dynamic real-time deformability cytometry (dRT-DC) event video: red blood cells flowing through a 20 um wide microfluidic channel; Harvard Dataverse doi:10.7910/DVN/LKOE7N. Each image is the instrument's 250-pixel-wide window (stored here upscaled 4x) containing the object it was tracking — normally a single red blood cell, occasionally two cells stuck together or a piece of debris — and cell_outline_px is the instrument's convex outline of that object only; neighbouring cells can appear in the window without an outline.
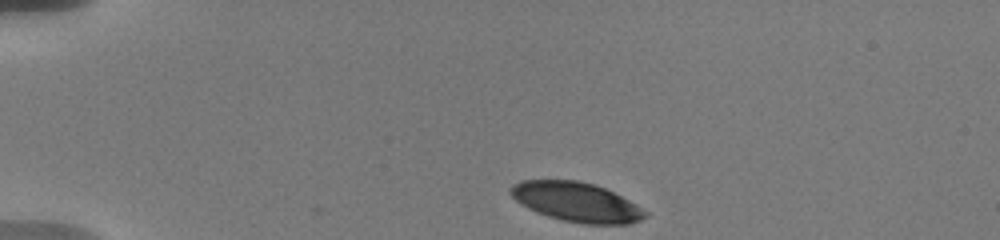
{"species": "human", "species_latin": "Homo sapiens", "temperature_condition": "warm", "stored_images_in_passage": 61, "camera_frame_rate_fps": 3000, "um_per_image_px": 0.085, "donor": {"sex": "male"}, "frame": {"image": 1, "passage_image": 1, "time_ms": 0.0, "image_size_px": [1000, 240], "cell_outline_px": [[648, 216], [640, 220], [628, 224], [584, 224], [560, 220], [536, 212], [520, 204], [508, 192], [508, 188], [512, 184], [520, 180], [576, 180], [596, 184], [636, 204], [648, 212]], "centroid_in_image_um": [48.97, 17.17], "position_along_channel_um": 36.0, "area_um2": 31.1}}
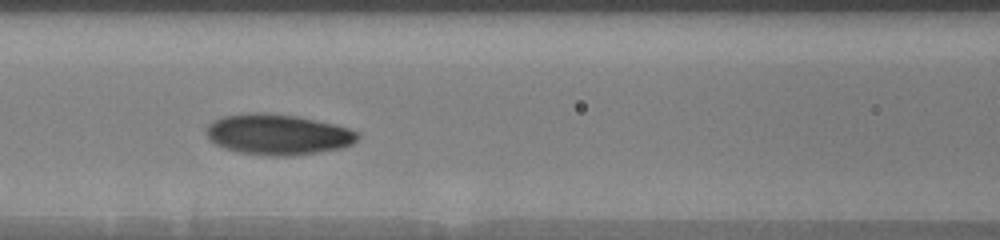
{"frame": {"image": 2, "passage_image": 15, "time_ms": 4.667, "image_size_px": [1000, 240], "cell_outline_px": [[360, 136], [352, 144], [340, 148], [320, 152], [284, 156], [264, 156], [240, 152], [224, 148], [216, 144], [208, 136], [208, 124], [212, 120], [224, 116], [248, 112], [264, 112], [296, 116], [336, 124], [360, 132]], "centroid_in_image_um": [23.64, 11.42], "position_along_channel_um": 143.0, "area_um2": 35.89}}
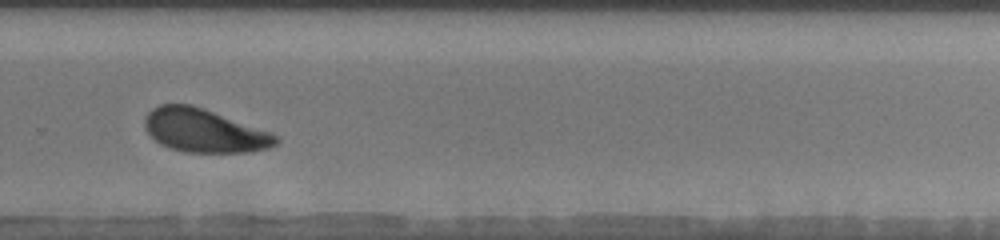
{"frame": {"image": 3, "passage_image": 36, "time_ms": 9.333, "image_size_px": [1000, 240], "cell_outline_px": [[280, 140], [276, 144], [268, 148], [252, 152], [188, 152], [168, 148], [160, 144], [144, 128], [144, 120], [148, 112], [152, 108], [160, 104], [192, 104], [204, 108], [272, 132]], "centroid_in_image_um": [17.36, 11.1], "position_along_channel_um": 312.4, "area_um2": 33.29}, "authors_computed_cell_mechanics": {"area_um2": 33.6396, "velocity_mm_per_s": 3.6438, "shape_relaxation_time_tau1_ms": 2.6476, "shape_relaxation_time_tau2_ms": 10.1897, "deformation_change_tau1": 0.1365, "deformation_change_tau2": 0.1674}}